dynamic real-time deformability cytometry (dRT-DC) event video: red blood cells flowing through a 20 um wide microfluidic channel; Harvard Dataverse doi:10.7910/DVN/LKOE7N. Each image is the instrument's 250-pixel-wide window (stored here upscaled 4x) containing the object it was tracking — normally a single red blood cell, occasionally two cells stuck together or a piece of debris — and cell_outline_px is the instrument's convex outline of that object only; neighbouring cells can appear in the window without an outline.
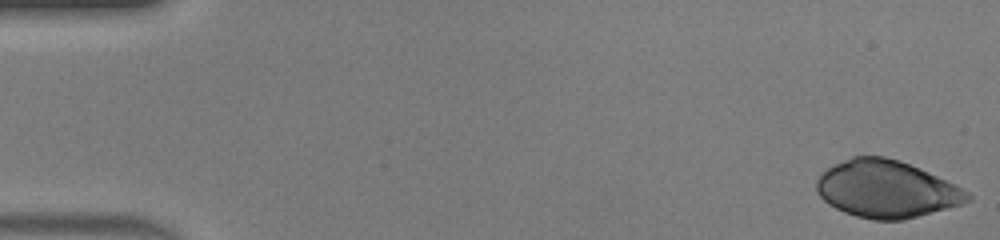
{"species": "human", "species_latin": "Homo sapiens", "temperature_condition": "warm", "stored_images_in_passage": 47, "camera_frame_rate_fps": 3000, "um_per_image_px": 0.085, "donor": {"sex": "male"}, "frame": {"image": 1, "passage_image": 1, "time_ms": 0.0, "image_size_px": [1000, 240], "cell_outline_px": [[972, 200], [960, 204], [904, 220], [872, 220], [856, 216], [844, 212], [828, 204], [816, 192], [816, 180], [828, 168], [852, 156], [884, 156], [900, 160], [928, 172], [968, 192], [972, 196]], "centroid_in_image_um": [75.31, 16.08], "position_along_channel_um": 9.7, "area_um2": 49.82}}
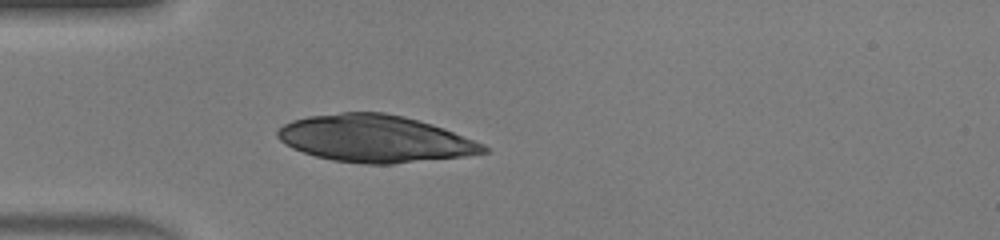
{"frame": {"image": 2, "passage_image": 14, "time_ms": 4.333, "image_size_px": [1000, 240], "cell_outline_px": [[488, 152], [464, 156], [392, 164], [364, 164], [332, 160], [316, 156], [292, 148], [284, 144], [276, 136], [276, 132], [284, 124], [292, 120], [308, 116], [340, 112], [384, 112], [404, 116], [432, 124], [444, 128], [484, 144], [488, 148]], "centroid_in_image_um": [31.86, 11.78], "position_along_channel_um": 53.1, "area_um2": 56.47}}
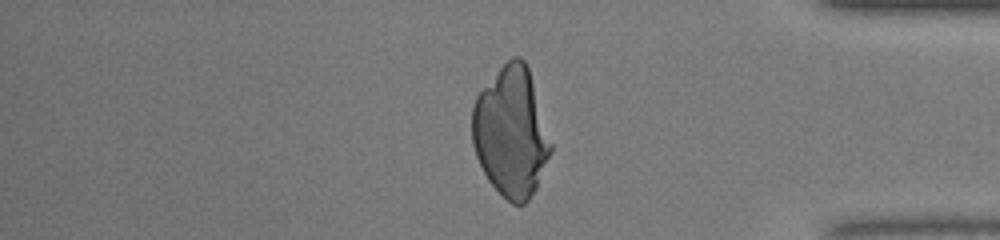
{"frame": {"image": 3, "passage_image": 40, "time_ms": 13.0, "image_size_px": [1000, 240], "cell_outline_px": [[552, 152], [536, 188], [528, 200], [524, 204], [512, 204], [488, 180], [476, 156], [472, 144], [472, 108], [476, 96], [500, 68], [512, 56], [520, 56], [524, 60], [528, 68], [552, 144]], "centroid_in_image_um": [43.44, 11.24], "position_along_channel_um": 391.8, "area_um2": 58.9}}